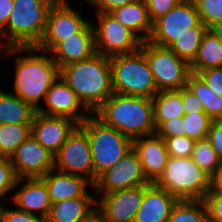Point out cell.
I'll list each match as a JSON object with an SVG mask.
<instances>
[{"mask_svg":"<svg viewBox=\"0 0 222 222\" xmlns=\"http://www.w3.org/2000/svg\"><path fill=\"white\" fill-rule=\"evenodd\" d=\"M15 64L13 94L37 110L40 99H45L51 85L60 77V68L45 51L40 55L19 56Z\"/></svg>","mask_w":222,"mask_h":222,"instance_id":"277c9868","label":"cell"},{"mask_svg":"<svg viewBox=\"0 0 222 222\" xmlns=\"http://www.w3.org/2000/svg\"><path fill=\"white\" fill-rule=\"evenodd\" d=\"M14 0H0V45L5 40V27L13 9Z\"/></svg>","mask_w":222,"mask_h":222,"instance_id":"f6af8a7d","label":"cell"},{"mask_svg":"<svg viewBox=\"0 0 222 222\" xmlns=\"http://www.w3.org/2000/svg\"><path fill=\"white\" fill-rule=\"evenodd\" d=\"M186 87L203 104L204 112L212 119H222V97L216 95L198 74H191Z\"/></svg>","mask_w":222,"mask_h":222,"instance_id":"83f0119b","label":"cell"},{"mask_svg":"<svg viewBox=\"0 0 222 222\" xmlns=\"http://www.w3.org/2000/svg\"><path fill=\"white\" fill-rule=\"evenodd\" d=\"M208 213L209 222H222V194L210 189L203 199Z\"/></svg>","mask_w":222,"mask_h":222,"instance_id":"74e56055","label":"cell"},{"mask_svg":"<svg viewBox=\"0 0 222 222\" xmlns=\"http://www.w3.org/2000/svg\"><path fill=\"white\" fill-rule=\"evenodd\" d=\"M144 191L145 185H140L102 194L100 200L96 201V207L107 222H134Z\"/></svg>","mask_w":222,"mask_h":222,"instance_id":"9a60e30c","label":"cell"},{"mask_svg":"<svg viewBox=\"0 0 222 222\" xmlns=\"http://www.w3.org/2000/svg\"><path fill=\"white\" fill-rule=\"evenodd\" d=\"M184 114L205 113L203 104L187 87L181 88Z\"/></svg>","mask_w":222,"mask_h":222,"instance_id":"b9f144b4","label":"cell"},{"mask_svg":"<svg viewBox=\"0 0 222 222\" xmlns=\"http://www.w3.org/2000/svg\"><path fill=\"white\" fill-rule=\"evenodd\" d=\"M41 179L47 186L52 204L66 199L83 197L87 193V189L85 187H93V184L86 178L64 173L56 170L55 168L50 170Z\"/></svg>","mask_w":222,"mask_h":222,"instance_id":"44dd1931","label":"cell"},{"mask_svg":"<svg viewBox=\"0 0 222 222\" xmlns=\"http://www.w3.org/2000/svg\"><path fill=\"white\" fill-rule=\"evenodd\" d=\"M120 24L132 31L142 42L149 39L152 23L148 15L147 5L143 0H134L130 4L109 12ZM137 32H142L140 36Z\"/></svg>","mask_w":222,"mask_h":222,"instance_id":"603a6c76","label":"cell"},{"mask_svg":"<svg viewBox=\"0 0 222 222\" xmlns=\"http://www.w3.org/2000/svg\"><path fill=\"white\" fill-rule=\"evenodd\" d=\"M109 60L114 93L150 99L158 93L153 74L143 54V42L137 51L112 56Z\"/></svg>","mask_w":222,"mask_h":222,"instance_id":"5b68a950","label":"cell"},{"mask_svg":"<svg viewBox=\"0 0 222 222\" xmlns=\"http://www.w3.org/2000/svg\"><path fill=\"white\" fill-rule=\"evenodd\" d=\"M80 222H107L103 213L96 207Z\"/></svg>","mask_w":222,"mask_h":222,"instance_id":"bcb514c9","label":"cell"},{"mask_svg":"<svg viewBox=\"0 0 222 222\" xmlns=\"http://www.w3.org/2000/svg\"><path fill=\"white\" fill-rule=\"evenodd\" d=\"M143 54L153 74L157 91L179 90L186 87L192 74L191 65L169 47L143 42Z\"/></svg>","mask_w":222,"mask_h":222,"instance_id":"ba28073f","label":"cell"},{"mask_svg":"<svg viewBox=\"0 0 222 222\" xmlns=\"http://www.w3.org/2000/svg\"><path fill=\"white\" fill-rule=\"evenodd\" d=\"M77 126L72 119L36 112L31 124V135L55 156Z\"/></svg>","mask_w":222,"mask_h":222,"instance_id":"e0dca14e","label":"cell"},{"mask_svg":"<svg viewBox=\"0 0 222 222\" xmlns=\"http://www.w3.org/2000/svg\"><path fill=\"white\" fill-rule=\"evenodd\" d=\"M50 53L59 68L90 58L96 53L92 22L89 21L78 33L60 41Z\"/></svg>","mask_w":222,"mask_h":222,"instance_id":"d6986e66","label":"cell"},{"mask_svg":"<svg viewBox=\"0 0 222 222\" xmlns=\"http://www.w3.org/2000/svg\"><path fill=\"white\" fill-rule=\"evenodd\" d=\"M97 19L98 25L93 24L97 53L110 58L132 53L140 48L142 41L109 13H97Z\"/></svg>","mask_w":222,"mask_h":222,"instance_id":"30bf717a","label":"cell"},{"mask_svg":"<svg viewBox=\"0 0 222 222\" xmlns=\"http://www.w3.org/2000/svg\"><path fill=\"white\" fill-rule=\"evenodd\" d=\"M222 43V21L214 23L212 26L208 28Z\"/></svg>","mask_w":222,"mask_h":222,"instance_id":"c3c4849f","label":"cell"},{"mask_svg":"<svg viewBox=\"0 0 222 222\" xmlns=\"http://www.w3.org/2000/svg\"><path fill=\"white\" fill-rule=\"evenodd\" d=\"M54 168L94 184V166L87 134L77 126L54 156Z\"/></svg>","mask_w":222,"mask_h":222,"instance_id":"8fae6325","label":"cell"},{"mask_svg":"<svg viewBox=\"0 0 222 222\" xmlns=\"http://www.w3.org/2000/svg\"><path fill=\"white\" fill-rule=\"evenodd\" d=\"M191 158L210 177L222 168V161L207 137L195 141Z\"/></svg>","mask_w":222,"mask_h":222,"instance_id":"1f68e13d","label":"cell"},{"mask_svg":"<svg viewBox=\"0 0 222 222\" xmlns=\"http://www.w3.org/2000/svg\"><path fill=\"white\" fill-rule=\"evenodd\" d=\"M1 222H46V218L19 209L9 210L1 205Z\"/></svg>","mask_w":222,"mask_h":222,"instance_id":"f35d334b","label":"cell"},{"mask_svg":"<svg viewBox=\"0 0 222 222\" xmlns=\"http://www.w3.org/2000/svg\"><path fill=\"white\" fill-rule=\"evenodd\" d=\"M148 8V15L153 24L157 19L166 15L182 0H143Z\"/></svg>","mask_w":222,"mask_h":222,"instance_id":"8d00e7d4","label":"cell"},{"mask_svg":"<svg viewBox=\"0 0 222 222\" xmlns=\"http://www.w3.org/2000/svg\"><path fill=\"white\" fill-rule=\"evenodd\" d=\"M184 120L183 117L174 118L170 121L163 122L155 131V133L161 138H171L176 136H186L184 132Z\"/></svg>","mask_w":222,"mask_h":222,"instance_id":"ab89813d","label":"cell"},{"mask_svg":"<svg viewBox=\"0 0 222 222\" xmlns=\"http://www.w3.org/2000/svg\"><path fill=\"white\" fill-rule=\"evenodd\" d=\"M152 102L156 129L165 121L184 116L181 89L160 91Z\"/></svg>","mask_w":222,"mask_h":222,"instance_id":"484cf974","label":"cell"},{"mask_svg":"<svg viewBox=\"0 0 222 222\" xmlns=\"http://www.w3.org/2000/svg\"><path fill=\"white\" fill-rule=\"evenodd\" d=\"M89 4L93 5L95 8H97L98 13L107 12L125 6L127 4H130L134 0H85Z\"/></svg>","mask_w":222,"mask_h":222,"instance_id":"ee69618b","label":"cell"},{"mask_svg":"<svg viewBox=\"0 0 222 222\" xmlns=\"http://www.w3.org/2000/svg\"><path fill=\"white\" fill-rule=\"evenodd\" d=\"M167 222H209L203 200H178Z\"/></svg>","mask_w":222,"mask_h":222,"instance_id":"f546056e","label":"cell"},{"mask_svg":"<svg viewBox=\"0 0 222 222\" xmlns=\"http://www.w3.org/2000/svg\"><path fill=\"white\" fill-rule=\"evenodd\" d=\"M78 126L89 139L95 183L103 172L112 168L132 149V140L115 128L105 125L96 116H89Z\"/></svg>","mask_w":222,"mask_h":222,"instance_id":"8992f818","label":"cell"},{"mask_svg":"<svg viewBox=\"0 0 222 222\" xmlns=\"http://www.w3.org/2000/svg\"><path fill=\"white\" fill-rule=\"evenodd\" d=\"M22 180H26L25 184L12 196L17 209L32 214L38 212L39 216L46 218L52 203L45 182L41 178Z\"/></svg>","mask_w":222,"mask_h":222,"instance_id":"7402d4cb","label":"cell"},{"mask_svg":"<svg viewBox=\"0 0 222 222\" xmlns=\"http://www.w3.org/2000/svg\"><path fill=\"white\" fill-rule=\"evenodd\" d=\"M211 189L216 194H222V168L211 177Z\"/></svg>","mask_w":222,"mask_h":222,"instance_id":"7dc6e473","label":"cell"},{"mask_svg":"<svg viewBox=\"0 0 222 222\" xmlns=\"http://www.w3.org/2000/svg\"><path fill=\"white\" fill-rule=\"evenodd\" d=\"M60 77L92 113L114 93L109 57L97 52L88 59L61 67Z\"/></svg>","mask_w":222,"mask_h":222,"instance_id":"6da1fadb","label":"cell"},{"mask_svg":"<svg viewBox=\"0 0 222 222\" xmlns=\"http://www.w3.org/2000/svg\"><path fill=\"white\" fill-rule=\"evenodd\" d=\"M55 1L14 0L13 9L5 27V36L8 37L2 47H36L42 40L47 14Z\"/></svg>","mask_w":222,"mask_h":222,"instance_id":"3957f363","label":"cell"},{"mask_svg":"<svg viewBox=\"0 0 222 222\" xmlns=\"http://www.w3.org/2000/svg\"><path fill=\"white\" fill-rule=\"evenodd\" d=\"M0 222H1V204H0Z\"/></svg>","mask_w":222,"mask_h":222,"instance_id":"681fc988","label":"cell"},{"mask_svg":"<svg viewBox=\"0 0 222 222\" xmlns=\"http://www.w3.org/2000/svg\"><path fill=\"white\" fill-rule=\"evenodd\" d=\"M89 21L83 19L77 10L71 8L67 1H55L47 14L46 29L42 40L36 47H7V54L21 51L50 52L60 41L78 33Z\"/></svg>","mask_w":222,"mask_h":222,"instance_id":"9c48e42d","label":"cell"},{"mask_svg":"<svg viewBox=\"0 0 222 222\" xmlns=\"http://www.w3.org/2000/svg\"><path fill=\"white\" fill-rule=\"evenodd\" d=\"M198 75L216 95L222 97V67L200 71Z\"/></svg>","mask_w":222,"mask_h":222,"instance_id":"60d3db41","label":"cell"},{"mask_svg":"<svg viewBox=\"0 0 222 222\" xmlns=\"http://www.w3.org/2000/svg\"><path fill=\"white\" fill-rule=\"evenodd\" d=\"M169 156L178 158H190L195 140L187 136H176L164 139Z\"/></svg>","mask_w":222,"mask_h":222,"instance_id":"d590c367","label":"cell"},{"mask_svg":"<svg viewBox=\"0 0 222 222\" xmlns=\"http://www.w3.org/2000/svg\"><path fill=\"white\" fill-rule=\"evenodd\" d=\"M149 183L136 152L131 149L112 168L103 172L92 188L101 195Z\"/></svg>","mask_w":222,"mask_h":222,"instance_id":"4fadbf2b","label":"cell"},{"mask_svg":"<svg viewBox=\"0 0 222 222\" xmlns=\"http://www.w3.org/2000/svg\"><path fill=\"white\" fill-rule=\"evenodd\" d=\"M94 115L131 140L156 131L153 102L150 98L113 93Z\"/></svg>","mask_w":222,"mask_h":222,"instance_id":"7a4b0ae2","label":"cell"},{"mask_svg":"<svg viewBox=\"0 0 222 222\" xmlns=\"http://www.w3.org/2000/svg\"><path fill=\"white\" fill-rule=\"evenodd\" d=\"M178 199L155 183L145 185L144 196L134 222H167Z\"/></svg>","mask_w":222,"mask_h":222,"instance_id":"ffe728a7","label":"cell"},{"mask_svg":"<svg viewBox=\"0 0 222 222\" xmlns=\"http://www.w3.org/2000/svg\"><path fill=\"white\" fill-rule=\"evenodd\" d=\"M155 184L178 200H203L211 189V177L191 157L170 156Z\"/></svg>","mask_w":222,"mask_h":222,"instance_id":"52a82bcc","label":"cell"},{"mask_svg":"<svg viewBox=\"0 0 222 222\" xmlns=\"http://www.w3.org/2000/svg\"><path fill=\"white\" fill-rule=\"evenodd\" d=\"M222 67V43L207 29L204 33L196 59L191 64V72L198 74L200 71Z\"/></svg>","mask_w":222,"mask_h":222,"instance_id":"4316f807","label":"cell"},{"mask_svg":"<svg viewBox=\"0 0 222 222\" xmlns=\"http://www.w3.org/2000/svg\"><path fill=\"white\" fill-rule=\"evenodd\" d=\"M184 132L195 141L206 138L212 119L206 113L184 114Z\"/></svg>","mask_w":222,"mask_h":222,"instance_id":"d6a6232c","label":"cell"},{"mask_svg":"<svg viewBox=\"0 0 222 222\" xmlns=\"http://www.w3.org/2000/svg\"><path fill=\"white\" fill-rule=\"evenodd\" d=\"M31 135V124L0 125V155L11 157L16 148Z\"/></svg>","mask_w":222,"mask_h":222,"instance_id":"4dcf8cb0","label":"cell"},{"mask_svg":"<svg viewBox=\"0 0 222 222\" xmlns=\"http://www.w3.org/2000/svg\"><path fill=\"white\" fill-rule=\"evenodd\" d=\"M18 179L42 178L54 169V156L30 135L10 157Z\"/></svg>","mask_w":222,"mask_h":222,"instance_id":"5bb4252c","label":"cell"},{"mask_svg":"<svg viewBox=\"0 0 222 222\" xmlns=\"http://www.w3.org/2000/svg\"><path fill=\"white\" fill-rule=\"evenodd\" d=\"M207 27L200 22L180 37H177L168 47L181 59L190 65L196 59L201 44L202 37L207 31Z\"/></svg>","mask_w":222,"mask_h":222,"instance_id":"f1b7e54d","label":"cell"},{"mask_svg":"<svg viewBox=\"0 0 222 222\" xmlns=\"http://www.w3.org/2000/svg\"><path fill=\"white\" fill-rule=\"evenodd\" d=\"M47 108L38 107L37 112L56 117H66L75 121L78 125L84 122L89 115L78 113L89 112L78 99L77 95L71 90L68 84L59 77L46 93L44 101Z\"/></svg>","mask_w":222,"mask_h":222,"instance_id":"2e32d148","label":"cell"},{"mask_svg":"<svg viewBox=\"0 0 222 222\" xmlns=\"http://www.w3.org/2000/svg\"><path fill=\"white\" fill-rule=\"evenodd\" d=\"M96 201L87 192L83 197L66 199L51 204L46 222H80L96 208Z\"/></svg>","mask_w":222,"mask_h":222,"instance_id":"cb8c5ba5","label":"cell"},{"mask_svg":"<svg viewBox=\"0 0 222 222\" xmlns=\"http://www.w3.org/2000/svg\"><path fill=\"white\" fill-rule=\"evenodd\" d=\"M207 138L222 161V119L212 121Z\"/></svg>","mask_w":222,"mask_h":222,"instance_id":"7bdbcfd3","label":"cell"},{"mask_svg":"<svg viewBox=\"0 0 222 222\" xmlns=\"http://www.w3.org/2000/svg\"><path fill=\"white\" fill-rule=\"evenodd\" d=\"M202 22L207 28L222 21V0H192Z\"/></svg>","mask_w":222,"mask_h":222,"instance_id":"836d02e7","label":"cell"},{"mask_svg":"<svg viewBox=\"0 0 222 222\" xmlns=\"http://www.w3.org/2000/svg\"><path fill=\"white\" fill-rule=\"evenodd\" d=\"M21 181L23 180L17 178L10 158L0 155V197L4 198L5 194L18 187Z\"/></svg>","mask_w":222,"mask_h":222,"instance_id":"e575fe53","label":"cell"},{"mask_svg":"<svg viewBox=\"0 0 222 222\" xmlns=\"http://www.w3.org/2000/svg\"><path fill=\"white\" fill-rule=\"evenodd\" d=\"M37 110L12 93L0 91V125L32 124Z\"/></svg>","mask_w":222,"mask_h":222,"instance_id":"d4e9b609","label":"cell"},{"mask_svg":"<svg viewBox=\"0 0 222 222\" xmlns=\"http://www.w3.org/2000/svg\"><path fill=\"white\" fill-rule=\"evenodd\" d=\"M132 149L138 156L146 179L155 183L170 157L164 139L156 133L142 136L132 140Z\"/></svg>","mask_w":222,"mask_h":222,"instance_id":"ac0fdd59","label":"cell"},{"mask_svg":"<svg viewBox=\"0 0 222 222\" xmlns=\"http://www.w3.org/2000/svg\"><path fill=\"white\" fill-rule=\"evenodd\" d=\"M200 23L198 11L192 0H182L166 15L152 24L149 42L168 47L177 37L190 32Z\"/></svg>","mask_w":222,"mask_h":222,"instance_id":"7c38bea8","label":"cell"}]
</instances>
